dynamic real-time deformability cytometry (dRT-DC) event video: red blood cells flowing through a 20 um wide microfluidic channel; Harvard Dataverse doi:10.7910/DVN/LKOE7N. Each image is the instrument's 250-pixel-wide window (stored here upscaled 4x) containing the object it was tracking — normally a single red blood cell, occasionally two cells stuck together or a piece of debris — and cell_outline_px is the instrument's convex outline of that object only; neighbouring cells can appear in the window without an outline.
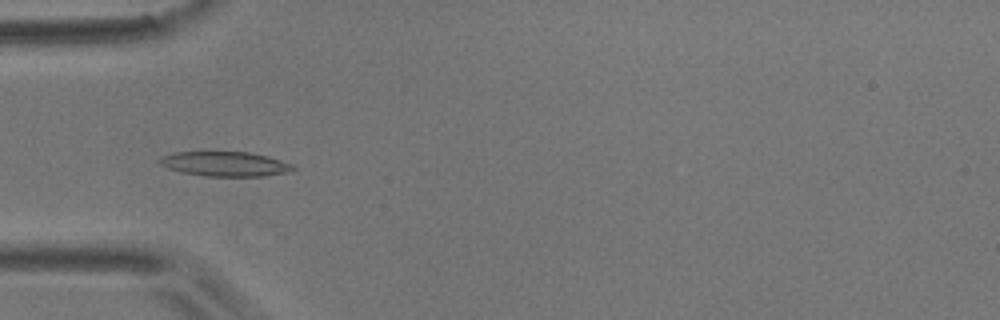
{"species": "common noctule bat (a hibernating species)", "species_latin": "Nyctalus noctula", "temperature_condition": "room temperature", "stored_images_in_passage": 53, "camera_frame_rate_fps": 3000, "um_per_image_px": 0.085, "animal": {"sex": "male", "body_mass_g": 17.9}, "frame": {"image": 1, "passage_image": 16, "time_ms": 5.0, "image_size_px": [1000, 320], "cell_outline_px": [[300, 168], [292, 172], [264, 176], [208, 176], [180, 172], [168, 168], [160, 164], [156, 160], [160, 156], [176, 152], [248, 152], [268, 156], [296, 164]], "centroid_in_image_um": [19.21, 13.94], "position_along_channel_um": 65.8, "area_um2": 19.59}}
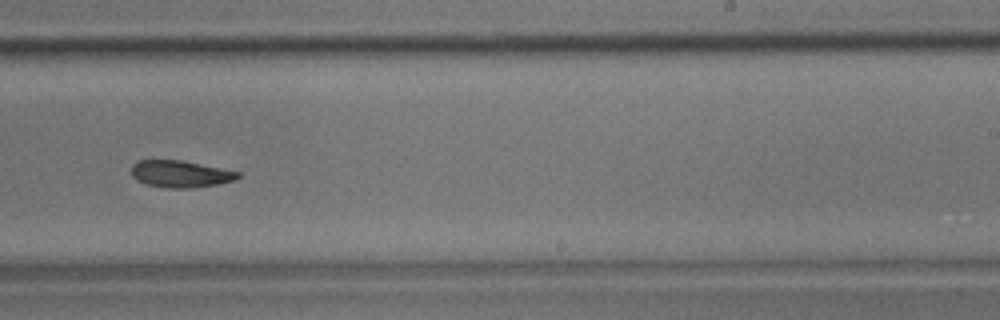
{"frame": {"image": 2, "passage_image": 33, "time_ms": 10.667, "image_size_px": [1000, 320], "cell_outline_px": [[240, 176], [236, 180], [216, 184], [192, 188], [168, 188], [144, 184], [136, 180], [132, 176], [132, 164], [136, 160], [180, 160], [240, 172]], "centroid_in_image_um": [15.3, 14.79], "position_along_channel_um": 273.7, "area_um2": 16.7}}
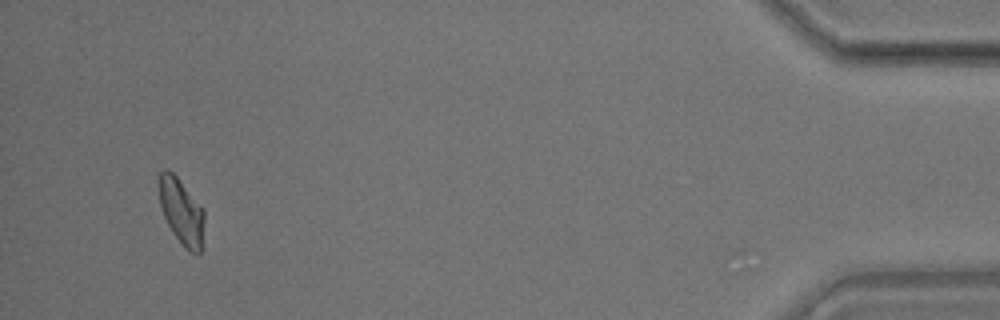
{"frame": {"image": 3, "passage_image": 51, "time_ms": 16.667, "image_size_px": [1000, 320], "cell_outline_px": [[204, 248], [200, 252], [188, 252], [184, 248], [172, 232], [164, 216], [160, 204], [156, 184], [160, 172], [164, 168], [168, 168], [176, 176], [204, 208]], "centroid_in_image_um": [15.42, 17.97], "position_along_channel_um": 419.8, "area_um2": 18.03}, "authors_computed_cell_mechanics": {"area_um2": 17.6868, "velocity_mm_per_s": 3.6796, "shape_relaxation_time_tau1_ms": 4.8218, "shape_relaxation_time_tau2_ms": null, "deformation_change_tau1": 0.1244, "deformation_change_tau2": null}}